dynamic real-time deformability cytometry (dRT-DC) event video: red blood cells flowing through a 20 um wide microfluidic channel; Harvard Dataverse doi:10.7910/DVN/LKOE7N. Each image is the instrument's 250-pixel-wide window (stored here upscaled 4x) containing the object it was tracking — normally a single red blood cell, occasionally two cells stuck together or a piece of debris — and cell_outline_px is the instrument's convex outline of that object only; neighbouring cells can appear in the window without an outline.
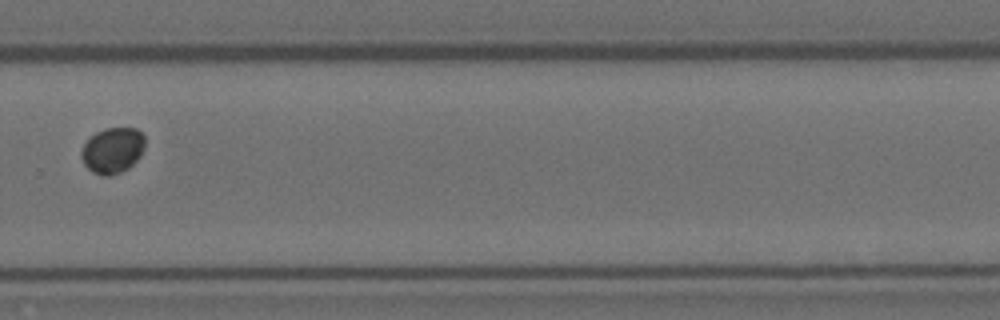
{"species": "Egyptian fruit bat (a non-hibernating species)", "species_latin": "Rousettus aegyptiacus", "temperature_condition": "room temperature", "stored_images_in_passage": 13, "camera_frame_rate_fps": 3000, "um_per_image_px": 0.085, "animal": {"sex": "female"}, "frame": {"image": 1, "passage_image": 8, "time_ms": 2.333, "image_size_px": [1000, 320], "cell_outline_px": [[144, 148], [140, 156], [128, 168], [120, 172], [108, 176], [104, 176], [92, 172], [84, 164], [80, 156], [80, 152], [84, 144], [96, 132], [104, 128], [136, 128], [144, 136]], "centroid_in_image_um": [9.55, 12.78], "position_along_channel_um": 320.2, "area_um2": 16.88}}
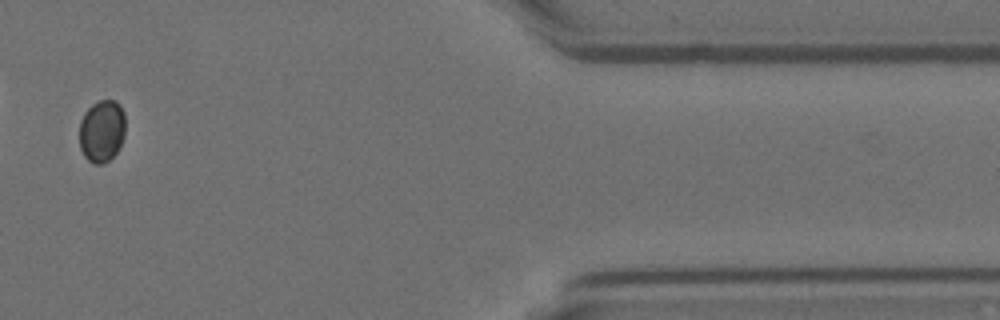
{"frame": {"image": 2, "passage_image": 11, "time_ms": 3.333, "image_size_px": [1000, 320], "cell_outline_px": [[124, 136], [116, 152], [104, 164], [96, 164], [88, 160], [84, 156], [80, 148], [80, 120], [84, 112], [92, 104], [100, 100], [116, 100], [120, 104], [124, 112]], "centroid_in_image_um": [8.65, 11.11], "position_along_channel_um": 402.8, "area_um2": 16.7}}